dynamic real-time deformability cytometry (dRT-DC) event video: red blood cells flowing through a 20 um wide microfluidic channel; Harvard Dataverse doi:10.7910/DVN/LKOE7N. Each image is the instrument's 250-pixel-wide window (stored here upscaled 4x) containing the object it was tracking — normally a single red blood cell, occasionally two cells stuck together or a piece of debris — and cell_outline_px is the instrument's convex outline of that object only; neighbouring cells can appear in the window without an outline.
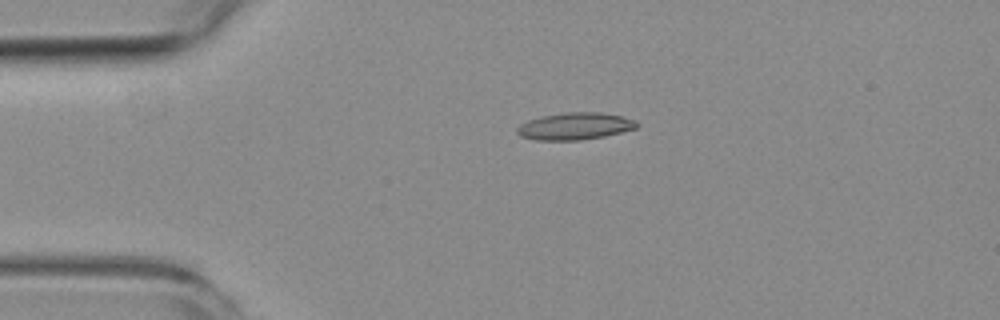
{"species": "common noctule bat (a hibernating species)", "species_latin": "Nyctalus noctula", "temperature_condition": "room temperature", "stored_images_in_passage": 5, "camera_frame_rate_fps": 3000, "um_per_image_px": 0.085, "animal": {"sex": "female", "body_mass_g": 19.3, "forearm_length_mm": 54.1}, "frame": {"image": 1, "passage_image": 3, "time_ms": 2.667, "image_size_px": [1000, 320], "cell_outline_px": [[640, 124], [636, 128], [604, 136], [580, 140], [536, 140], [520, 136], [516, 132], [516, 128], [520, 124], [528, 120], [544, 116], [564, 112], [600, 112], [620, 116], [636, 120]], "centroid_in_image_um": [48.86, 10.72], "position_along_channel_um": 36.1, "area_um2": 18.84}}
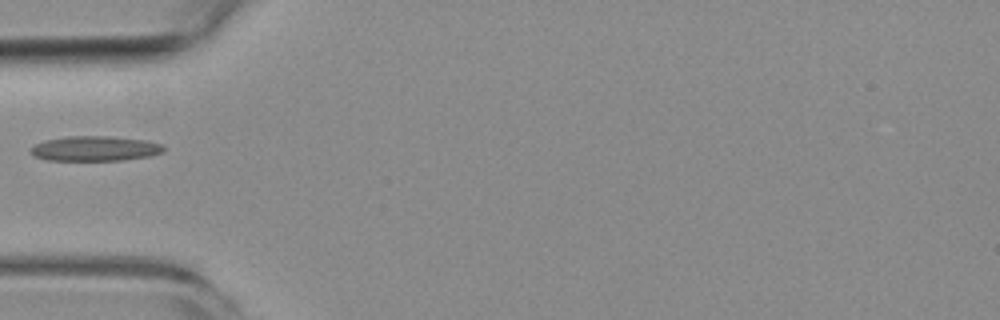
{"frame": {"image": 2, "passage_image": 5, "time_ms": 4.667, "image_size_px": [1000, 320], "cell_outline_px": [[164, 152], [148, 156], [120, 160], [48, 160], [36, 156], [28, 152], [36, 144], [44, 140], [68, 136], [108, 136], [144, 140], [160, 144], [164, 148]], "centroid_in_image_um": [8.05, 12.62], "position_along_channel_um": 77.0, "area_um2": 19.07}}